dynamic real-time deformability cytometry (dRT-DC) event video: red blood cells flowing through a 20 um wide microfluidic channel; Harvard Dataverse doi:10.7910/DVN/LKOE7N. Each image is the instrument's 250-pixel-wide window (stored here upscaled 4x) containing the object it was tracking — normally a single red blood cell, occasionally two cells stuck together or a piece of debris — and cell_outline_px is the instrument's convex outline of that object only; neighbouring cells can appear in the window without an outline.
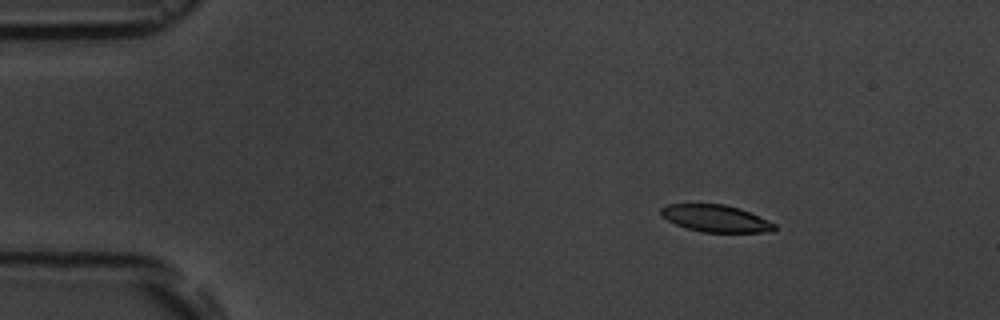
{"species": "common noctule bat (a hibernating species)", "species_latin": "Nyctalus noctula", "temperature_condition": "room temperature", "stored_images_in_passage": 6, "camera_frame_rate_fps": 3000, "um_per_image_px": 0.085, "animal": {"sex": "male", "body_mass_g": 19.5, "forearm_length_mm": 54.6}, "frame": {"image": 1, "passage_image": 3, "time_ms": 2.333, "image_size_px": [1000, 320], "cell_outline_px": [[776, 228], [772, 232], [700, 232], [676, 224], [660, 216], [660, 208], [668, 204], [724, 204], [740, 208], [776, 224]], "centroid_in_image_um": [60.82, 18.56], "position_along_channel_um": 24.2, "area_um2": 17.86}}
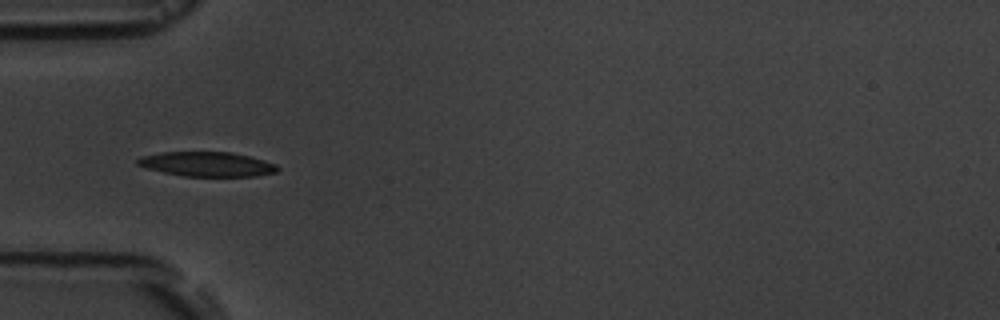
{"frame": {"image": 2, "passage_image": 6, "time_ms": 5.667, "image_size_px": [1000, 320], "cell_outline_px": [[280, 168], [276, 172], [256, 176], [184, 176], [144, 168], [136, 164], [136, 160], [140, 156], [160, 152], [232, 152], [264, 160], [276, 164]], "centroid_in_image_um": [17.57, 13.95], "position_along_channel_um": 67.4, "area_um2": 20.11}}